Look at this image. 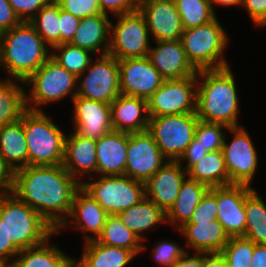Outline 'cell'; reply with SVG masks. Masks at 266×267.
Returning a JSON list of instances; mask_svg holds the SVG:
<instances>
[{
    "label": "cell",
    "instance_id": "cell-15",
    "mask_svg": "<svg viewBox=\"0 0 266 267\" xmlns=\"http://www.w3.org/2000/svg\"><path fill=\"white\" fill-rule=\"evenodd\" d=\"M121 94L148 100L163 84L164 78L149 58L118 60Z\"/></svg>",
    "mask_w": 266,
    "mask_h": 267
},
{
    "label": "cell",
    "instance_id": "cell-36",
    "mask_svg": "<svg viewBox=\"0 0 266 267\" xmlns=\"http://www.w3.org/2000/svg\"><path fill=\"white\" fill-rule=\"evenodd\" d=\"M59 15V3L56 0H50L30 21L50 48L60 44Z\"/></svg>",
    "mask_w": 266,
    "mask_h": 267
},
{
    "label": "cell",
    "instance_id": "cell-46",
    "mask_svg": "<svg viewBox=\"0 0 266 267\" xmlns=\"http://www.w3.org/2000/svg\"><path fill=\"white\" fill-rule=\"evenodd\" d=\"M80 19L64 11L60 7L59 15V32L60 44L69 43L78 29Z\"/></svg>",
    "mask_w": 266,
    "mask_h": 267
},
{
    "label": "cell",
    "instance_id": "cell-32",
    "mask_svg": "<svg viewBox=\"0 0 266 267\" xmlns=\"http://www.w3.org/2000/svg\"><path fill=\"white\" fill-rule=\"evenodd\" d=\"M187 176L209 188L232 185L222 149L206 154L187 171Z\"/></svg>",
    "mask_w": 266,
    "mask_h": 267
},
{
    "label": "cell",
    "instance_id": "cell-50",
    "mask_svg": "<svg viewBox=\"0 0 266 267\" xmlns=\"http://www.w3.org/2000/svg\"><path fill=\"white\" fill-rule=\"evenodd\" d=\"M20 22L8 0H0V33L10 30Z\"/></svg>",
    "mask_w": 266,
    "mask_h": 267
},
{
    "label": "cell",
    "instance_id": "cell-17",
    "mask_svg": "<svg viewBox=\"0 0 266 267\" xmlns=\"http://www.w3.org/2000/svg\"><path fill=\"white\" fill-rule=\"evenodd\" d=\"M254 188L247 185L216 187L217 220L229 237L243 236L246 226L245 198Z\"/></svg>",
    "mask_w": 266,
    "mask_h": 267
},
{
    "label": "cell",
    "instance_id": "cell-43",
    "mask_svg": "<svg viewBox=\"0 0 266 267\" xmlns=\"http://www.w3.org/2000/svg\"><path fill=\"white\" fill-rule=\"evenodd\" d=\"M61 9L74 15L78 19L95 14H104L98 0H56Z\"/></svg>",
    "mask_w": 266,
    "mask_h": 267
},
{
    "label": "cell",
    "instance_id": "cell-55",
    "mask_svg": "<svg viewBox=\"0 0 266 267\" xmlns=\"http://www.w3.org/2000/svg\"><path fill=\"white\" fill-rule=\"evenodd\" d=\"M214 12L216 11L214 5L221 6H241V0H209Z\"/></svg>",
    "mask_w": 266,
    "mask_h": 267
},
{
    "label": "cell",
    "instance_id": "cell-49",
    "mask_svg": "<svg viewBox=\"0 0 266 267\" xmlns=\"http://www.w3.org/2000/svg\"><path fill=\"white\" fill-rule=\"evenodd\" d=\"M19 252L12 240L8 239L5 223L0 219V259L13 262Z\"/></svg>",
    "mask_w": 266,
    "mask_h": 267
},
{
    "label": "cell",
    "instance_id": "cell-19",
    "mask_svg": "<svg viewBox=\"0 0 266 267\" xmlns=\"http://www.w3.org/2000/svg\"><path fill=\"white\" fill-rule=\"evenodd\" d=\"M108 215L97 201L80 187L74 195L69 217L56 232L59 233L61 230H65L63 228L70 227L71 225L69 224L73 222L72 226H75L72 228L84 233V242L95 240L102 233Z\"/></svg>",
    "mask_w": 266,
    "mask_h": 267
},
{
    "label": "cell",
    "instance_id": "cell-35",
    "mask_svg": "<svg viewBox=\"0 0 266 267\" xmlns=\"http://www.w3.org/2000/svg\"><path fill=\"white\" fill-rule=\"evenodd\" d=\"M246 226L242 237L266 244V203L255 188L245 198Z\"/></svg>",
    "mask_w": 266,
    "mask_h": 267
},
{
    "label": "cell",
    "instance_id": "cell-9",
    "mask_svg": "<svg viewBox=\"0 0 266 267\" xmlns=\"http://www.w3.org/2000/svg\"><path fill=\"white\" fill-rule=\"evenodd\" d=\"M196 113L149 116L147 131L168 161H178L195 137Z\"/></svg>",
    "mask_w": 266,
    "mask_h": 267
},
{
    "label": "cell",
    "instance_id": "cell-47",
    "mask_svg": "<svg viewBox=\"0 0 266 267\" xmlns=\"http://www.w3.org/2000/svg\"><path fill=\"white\" fill-rule=\"evenodd\" d=\"M208 153L209 152L205 150V147H203L200 142L194 137L193 141L186 148L185 152L179 158L178 162L181 165L186 163L183 168L188 171L193 165L199 162Z\"/></svg>",
    "mask_w": 266,
    "mask_h": 267
},
{
    "label": "cell",
    "instance_id": "cell-57",
    "mask_svg": "<svg viewBox=\"0 0 266 267\" xmlns=\"http://www.w3.org/2000/svg\"><path fill=\"white\" fill-rule=\"evenodd\" d=\"M265 25H266V20L259 27L265 26Z\"/></svg>",
    "mask_w": 266,
    "mask_h": 267
},
{
    "label": "cell",
    "instance_id": "cell-56",
    "mask_svg": "<svg viewBox=\"0 0 266 267\" xmlns=\"http://www.w3.org/2000/svg\"><path fill=\"white\" fill-rule=\"evenodd\" d=\"M0 267H12V261L0 259Z\"/></svg>",
    "mask_w": 266,
    "mask_h": 267
},
{
    "label": "cell",
    "instance_id": "cell-51",
    "mask_svg": "<svg viewBox=\"0 0 266 267\" xmlns=\"http://www.w3.org/2000/svg\"><path fill=\"white\" fill-rule=\"evenodd\" d=\"M14 184V171L3 160L0 154V193L12 192Z\"/></svg>",
    "mask_w": 266,
    "mask_h": 267
},
{
    "label": "cell",
    "instance_id": "cell-24",
    "mask_svg": "<svg viewBox=\"0 0 266 267\" xmlns=\"http://www.w3.org/2000/svg\"><path fill=\"white\" fill-rule=\"evenodd\" d=\"M128 133L112 130L96 141L98 176L125 175Z\"/></svg>",
    "mask_w": 266,
    "mask_h": 267
},
{
    "label": "cell",
    "instance_id": "cell-16",
    "mask_svg": "<svg viewBox=\"0 0 266 267\" xmlns=\"http://www.w3.org/2000/svg\"><path fill=\"white\" fill-rule=\"evenodd\" d=\"M138 11L153 42L181 39L184 29L173 0H145L139 4Z\"/></svg>",
    "mask_w": 266,
    "mask_h": 267
},
{
    "label": "cell",
    "instance_id": "cell-30",
    "mask_svg": "<svg viewBox=\"0 0 266 267\" xmlns=\"http://www.w3.org/2000/svg\"><path fill=\"white\" fill-rule=\"evenodd\" d=\"M50 239L21 250L12 262V267H73L74 258L65 254L56 244L50 246Z\"/></svg>",
    "mask_w": 266,
    "mask_h": 267
},
{
    "label": "cell",
    "instance_id": "cell-23",
    "mask_svg": "<svg viewBox=\"0 0 266 267\" xmlns=\"http://www.w3.org/2000/svg\"><path fill=\"white\" fill-rule=\"evenodd\" d=\"M114 131L136 133L146 131L149 123L147 100L119 94L111 103Z\"/></svg>",
    "mask_w": 266,
    "mask_h": 267
},
{
    "label": "cell",
    "instance_id": "cell-54",
    "mask_svg": "<svg viewBox=\"0 0 266 267\" xmlns=\"http://www.w3.org/2000/svg\"><path fill=\"white\" fill-rule=\"evenodd\" d=\"M251 267H266V244H255Z\"/></svg>",
    "mask_w": 266,
    "mask_h": 267
},
{
    "label": "cell",
    "instance_id": "cell-5",
    "mask_svg": "<svg viewBox=\"0 0 266 267\" xmlns=\"http://www.w3.org/2000/svg\"><path fill=\"white\" fill-rule=\"evenodd\" d=\"M44 111L26 110L23 129L28 147V166L62 165L66 135Z\"/></svg>",
    "mask_w": 266,
    "mask_h": 267
},
{
    "label": "cell",
    "instance_id": "cell-21",
    "mask_svg": "<svg viewBox=\"0 0 266 267\" xmlns=\"http://www.w3.org/2000/svg\"><path fill=\"white\" fill-rule=\"evenodd\" d=\"M186 177L187 171L178 161H169L145 182V197L167 213Z\"/></svg>",
    "mask_w": 266,
    "mask_h": 267
},
{
    "label": "cell",
    "instance_id": "cell-7",
    "mask_svg": "<svg viewBox=\"0 0 266 267\" xmlns=\"http://www.w3.org/2000/svg\"><path fill=\"white\" fill-rule=\"evenodd\" d=\"M24 84L31 89L25 95L26 107L31 111H42L40 107L46 103L62 101L68 95L72 100L77 95V77L51 57Z\"/></svg>",
    "mask_w": 266,
    "mask_h": 267
},
{
    "label": "cell",
    "instance_id": "cell-29",
    "mask_svg": "<svg viewBox=\"0 0 266 267\" xmlns=\"http://www.w3.org/2000/svg\"><path fill=\"white\" fill-rule=\"evenodd\" d=\"M0 154L13 171L28 166L23 114L16 122L0 128Z\"/></svg>",
    "mask_w": 266,
    "mask_h": 267
},
{
    "label": "cell",
    "instance_id": "cell-31",
    "mask_svg": "<svg viewBox=\"0 0 266 267\" xmlns=\"http://www.w3.org/2000/svg\"><path fill=\"white\" fill-rule=\"evenodd\" d=\"M122 222L134 232L143 242L144 232L156 228L161 222H166V213L148 198L118 214Z\"/></svg>",
    "mask_w": 266,
    "mask_h": 267
},
{
    "label": "cell",
    "instance_id": "cell-58",
    "mask_svg": "<svg viewBox=\"0 0 266 267\" xmlns=\"http://www.w3.org/2000/svg\"><path fill=\"white\" fill-rule=\"evenodd\" d=\"M139 4L141 3V2H143V1H145V0H136Z\"/></svg>",
    "mask_w": 266,
    "mask_h": 267
},
{
    "label": "cell",
    "instance_id": "cell-41",
    "mask_svg": "<svg viewBox=\"0 0 266 267\" xmlns=\"http://www.w3.org/2000/svg\"><path fill=\"white\" fill-rule=\"evenodd\" d=\"M174 242V243H173ZM188 250L175 241H159L152 248V259L159 267H171Z\"/></svg>",
    "mask_w": 266,
    "mask_h": 267
},
{
    "label": "cell",
    "instance_id": "cell-11",
    "mask_svg": "<svg viewBox=\"0 0 266 267\" xmlns=\"http://www.w3.org/2000/svg\"><path fill=\"white\" fill-rule=\"evenodd\" d=\"M97 58L77 77V96L110 104L121 93L118 59L110 54Z\"/></svg>",
    "mask_w": 266,
    "mask_h": 267
},
{
    "label": "cell",
    "instance_id": "cell-2",
    "mask_svg": "<svg viewBox=\"0 0 266 267\" xmlns=\"http://www.w3.org/2000/svg\"><path fill=\"white\" fill-rule=\"evenodd\" d=\"M230 66L197 73L196 115L200 121L239 127L238 93Z\"/></svg>",
    "mask_w": 266,
    "mask_h": 267
},
{
    "label": "cell",
    "instance_id": "cell-3",
    "mask_svg": "<svg viewBox=\"0 0 266 267\" xmlns=\"http://www.w3.org/2000/svg\"><path fill=\"white\" fill-rule=\"evenodd\" d=\"M50 47L30 22L0 33V68L9 79L26 81L51 57Z\"/></svg>",
    "mask_w": 266,
    "mask_h": 267
},
{
    "label": "cell",
    "instance_id": "cell-40",
    "mask_svg": "<svg viewBox=\"0 0 266 267\" xmlns=\"http://www.w3.org/2000/svg\"><path fill=\"white\" fill-rule=\"evenodd\" d=\"M223 128L225 130L229 129V127L220 123H208L198 120L195 138L208 152L220 150L222 149L226 134L223 132Z\"/></svg>",
    "mask_w": 266,
    "mask_h": 267
},
{
    "label": "cell",
    "instance_id": "cell-6",
    "mask_svg": "<svg viewBox=\"0 0 266 267\" xmlns=\"http://www.w3.org/2000/svg\"><path fill=\"white\" fill-rule=\"evenodd\" d=\"M180 40L188 60L197 71L229 66L223 53L230 39L217 17L206 24L184 30Z\"/></svg>",
    "mask_w": 266,
    "mask_h": 267
},
{
    "label": "cell",
    "instance_id": "cell-48",
    "mask_svg": "<svg viewBox=\"0 0 266 267\" xmlns=\"http://www.w3.org/2000/svg\"><path fill=\"white\" fill-rule=\"evenodd\" d=\"M241 5L256 26L259 27L266 20V0H241Z\"/></svg>",
    "mask_w": 266,
    "mask_h": 267
},
{
    "label": "cell",
    "instance_id": "cell-12",
    "mask_svg": "<svg viewBox=\"0 0 266 267\" xmlns=\"http://www.w3.org/2000/svg\"><path fill=\"white\" fill-rule=\"evenodd\" d=\"M197 74L164 80L147 100L149 116L196 113Z\"/></svg>",
    "mask_w": 266,
    "mask_h": 267
},
{
    "label": "cell",
    "instance_id": "cell-1",
    "mask_svg": "<svg viewBox=\"0 0 266 267\" xmlns=\"http://www.w3.org/2000/svg\"><path fill=\"white\" fill-rule=\"evenodd\" d=\"M80 187L63 165L27 166L14 171L12 193L57 230L69 217Z\"/></svg>",
    "mask_w": 266,
    "mask_h": 267
},
{
    "label": "cell",
    "instance_id": "cell-4",
    "mask_svg": "<svg viewBox=\"0 0 266 267\" xmlns=\"http://www.w3.org/2000/svg\"><path fill=\"white\" fill-rule=\"evenodd\" d=\"M0 219L8 239L21 251L37 246L57 234L56 230L33 208L14 193H0Z\"/></svg>",
    "mask_w": 266,
    "mask_h": 267
},
{
    "label": "cell",
    "instance_id": "cell-26",
    "mask_svg": "<svg viewBox=\"0 0 266 267\" xmlns=\"http://www.w3.org/2000/svg\"><path fill=\"white\" fill-rule=\"evenodd\" d=\"M178 230L187 240L185 246L195 252L220 253L230 238L218 220L185 224Z\"/></svg>",
    "mask_w": 266,
    "mask_h": 267
},
{
    "label": "cell",
    "instance_id": "cell-52",
    "mask_svg": "<svg viewBox=\"0 0 266 267\" xmlns=\"http://www.w3.org/2000/svg\"><path fill=\"white\" fill-rule=\"evenodd\" d=\"M190 252H185L171 267H202L203 266V252H195V255Z\"/></svg>",
    "mask_w": 266,
    "mask_h": 267
},
{
    "label": "cell",
    "instance_id": "cell-8",
    "mask_svg": "<svg viewBox=\"0 0 266 267\" xmlns=\"http://www.w3.org/2000/svg\"><path fill=\"white\" fill-rule=\"evenodd\" d=\"M96 181L94 178H96ZM99 177V179H98ZM85 180L81 187L109 214L120 212L138 204L145 198V184L126 175L95 176Z\"/></svg>",
    "mask_w": 266,
    "mask_h": 267
},
{
    "label": "cell",
    "instance_id": "cell-44",
    "mask_svg": "<svg viewBox=\"0 0 266 267\" xmlns=\"http://www.w3.org/2000/svg\"><path fill=\"white\" fill-rule=\"evenodd\" d=\"M49 1L50 0H8L14 13L22 22H30Z\"/></svg>",
    "mask_w": 266,
    "mask_h": 267
},
{
    "label": "cell",
    "instance_id": "cell-22",
    "mask_svg": "<svg viewBox=\"0 0 266 267\" xmlns=\"http://www.w3.org/2000/svg\"><path fill=\"white\" fill-rule=\"evenodd\" d=\"M69 135L65 138L62 165L75 180L82 183L84 176L92 178L97 173L96 140L82 137L75 131Z\"/></svg>",
    "mask_w": 266,
    "mask_h": 267
},
{
    "label": "cell",
    "instance_id": "cell-14",
    "mask_svg": "<svg viewBox=\"0 0 266 267\" xmlns=\"http://www.w3.org/2000/svg\"><path fill=\"white\" fill-rule=\"evenodd\" d=\"M167 162L168 159L147 130L128 133L126 176L145 184Z\"/></svg>",
    "mask_w": 266,
    "mask_h": 267
},
{
    "label": "cell",
    "instance_id": "cell-28",
    "mask_svg": "<svg viewBox=\"0 0 266 267\" xmlns=\"http://www.w3.org/2000/svg\"><path fill=\"white\" fill-rule=\"evenodd\" d=\"M210 188L188 176L182 182L179 195L173 206L166 213V223H170L175 229L188 223L195 208Z\"/></svg>",
    "mask_w": 266,
    "mask_h": 267
},
{
    "label": "cell",
    "instance_id": "cell-42",
    "mask_svg": "<svg viewBox=\"0 0 266 267\" xmlns=\"http://www.w3.org/2000/svg\"><path fill=\"white\" fill-rule=\"evenodd\" d=\"M218 208L216 187H211L195 208L190 221L186 224H197V222L217 220Z\"/></svg>",
    "mask_w": 266,
    "mask_h": 267
},
{
    "label": "cell",
    "instance_id": "cell-38",
    "mask_svg": "<svg viewBox=\"0 0 266 267\" xmlns=\"http://www.w3.org/2000/svg\"><path fill=\"white\" fill-rule=\"evenodd\" d=\"M184 30L214 20L217 16L209 0H173Z\"/></svg>",
    "mask_w": 266,
    "mask_h": 267
},
{
    "label": "cell",
    "instance_id": "cell-39",
    "mask_svg": "<svg viewBox=\"0 0 266 267\" xmlns=\"http://www.w3.org/2000/svg\"><path fill=\"white\" fill-rule=\"evenodd\" d=\"M255 243L242 236L230 237L220 251L228 267H251Z\"/></svg>",
    "mask_w": 266,
    "mask_h": 267
},
{
    "label": "cell",
    "instance_id": "cell-33",
    "mask_svg": "<svg viewBox=\"0 0 266 267\" xmlns=\"http://www.w3.org/2000/svg\"><path fill=\"white\" fill-rule=\"evenodd\" d=\"M17 82L24 85L20 80L0 79V128L16 122L27 110L25 95L28 90Z\"/></svg>",
    "mask_w": 266,
    "mask_h": 267
},
{
    "label": "cell",
    "instance_id": "cell-34",
    "mask_svg": "<svg viewBox=\"0 0 266 267\" xmlns=\"http://www.w3.org/2000/svg\"><path fill=\"white\" fill-rule=\"evenodd\" d=\"M96 240L101 244L130 250L136 255H139L147 248L145 244H142L143 241L122 222L118 215H108L103 231Z\"/></svg>",
    "mask_w": 266,
    "mask_h": 267
},
{
    "label": "cell",
    "instance_id": "cell-20",
    "mask_svg": "<svg viewBox=\"0 0 266 267\" xmlns=\"http://www.w3.org/2000/svg\"><path fill=\"white\" fill-rule=\"evenodd\" d=\"M155 44L147 57L165 80L183 79L198 73L188 60L181 40L155 41Z\"/></svg>",
    "mask_w": 266,
    "mask_h": 267
},
{
    "label": "cell",
    "instance_id": "cell-25",
    "mask_svg": "<svg viewBox=\"0 0 266 267\" xmlns=\"http://www.w3.org/2000/svg\"><path fill=\"white\" fill-rule=\"evenodd\" d=\"M110 33L111 21L108 15L95 14L80 19L78 29L69 43L93 54L99 52V55H105L109 51Z\"/></svg>",
    "mask_w": 266,
    "mask_h": 267
},
{
    "label": "cell",
    "instance_id": "cell-45",
    "mask_svg": "<svg viewBox=\"0 0 266 267\" xmlns=\"http://www.w3.org/2000/svg\"><path fill=\"white\" fill-rule=\"evenodd\" d=\"M104 14L121 15L138 11L139 3L136 0H98ZM108 11V12H107Z\"/></svg>",
    "mask_w": 266,
    "mask_h": 267
},
{
    "label": "cell",
    "instance_id": "cell-53",
    "mask_svg": "<svg viewBox=\"0 0 266 267\" xmlns=\"http://www.w3.org/2000/svg\"><path fill=\"white\" fill-rule=\"evenodd\" d=\"M202 267H228V264L221 253L203 252V266Z\"/></svg>",
    "mask_w": 266,
    "mask_h": 267
},
{
    "label": "cell",
    "instance_id": "cell-37",
    "mask_svg": "<svg viewBox=\"0 0 266 267\" xmlns=\"http://www.w3.org/2000/svg\"><path fill=\"white\" fill-rule=\"evenodd\" d=\"M51 49V58L76 77L88 68L92 61L91 58H93L91 57L93 54L91 51L70 43L58 44Z\"/></svg>",
    "mask_w": 266,
    "mask_h": 267
},
{
    "label": "cell",
    "instance_id": "cell-27",
    "mask_svg": "<svg viewBox=\"0 0 266 267\" xmlns=\"http://www.w3.org/2000/svg\"><path fill=\"white\" fill-rule=\"evenodd\" d=\"M84 243L81 258H74L73 267H126L137 256L130 250L101 244L96 239Z\"/></svg>",
    "mask_w": 266,
    "mask_h": 267
},
{
    "label": "cell",
    "instance_id": "cell-18",
    "mask_svg": "<svg viewBox=\"0 0 266 267\" xmlns=\"http://www.w3.org/2000/svg\"><path fill=\"white\" fill-rule=\"evenodd\" d=\"M73 103L74 130L82 137L98 140L113 130L110 104L74 96Z\"/></svg>",
    "mask_w": 266,
    "mask_h": 267
},
{
    "label": "cell",
    "instance_id": "cell-10",
    "mask_svg": "<svg viewBox=\"0 0 266 267\" xmlns=\"http://www.w3.org/2000/svg\"><path fill=\"white\" fill-rule=\"evenodd\" d=\"M116 17L117 22H111L108 54L118 60L146 57L151 47V37L144 17L139 11Z\"/></svg>",
    "mask_w": 266,
    "mask_h": 267
},
{
    "label": "cell",
    "instance_id": "cell-13",
    "mask_svg": "<svg viewBox=\"0 0 266 267\" xmlns=\"http://www.w3.org/2000/svg\"><path fill=\"white\" fill-rule=\"evenodd\" d=\"M245 127H231L227 131L233 135L231 143H227L225 134L222 151L225 166L231 184L251 186L258 167V152Z\"/></svg>",
    "mask_w": 266,
    "mask_h": 267
}]
</instances>
